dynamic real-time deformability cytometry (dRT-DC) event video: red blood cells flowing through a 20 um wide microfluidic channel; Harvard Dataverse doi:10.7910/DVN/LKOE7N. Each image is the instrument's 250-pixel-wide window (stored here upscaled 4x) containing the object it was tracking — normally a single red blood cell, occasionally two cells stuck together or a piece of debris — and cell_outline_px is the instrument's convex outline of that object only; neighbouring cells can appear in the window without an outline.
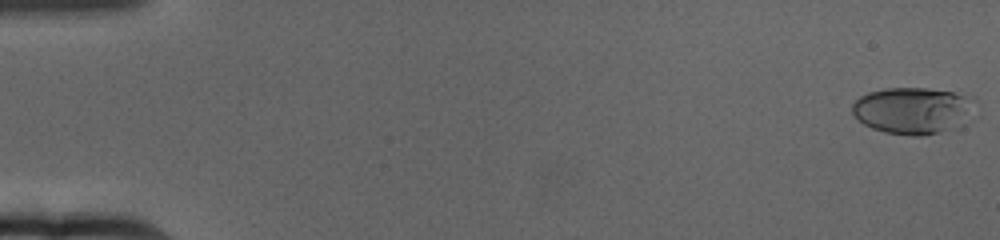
{"species": "human", "species_latin": "Homo sapiens", "temperature_condition": "cold", "stored_images_in_passage": 66, "camera_frame_rate_fps": 3000, "um_per_image_px": 0.085, "donor": {"sex": "female"}, "frame": {"image": 1, "passage_image": 1, "time_ms": 0.0, "image_size_px": [1000, 240], "cell_outline_px": [[964, 120], [960, 124], [952, 128], [940, 132], [924, 136], [912, 136], [884, 132], [872, 128], [864, 124], [852, 112], [852, 104], [860, 96], [868, 92], [884, 88], [928, 88], [952, 92], [964, 96]], "centroid_in_image_um": [77.36, 9.4], "position_along_channel_um": 7.6, "area_um2": 31.91}}
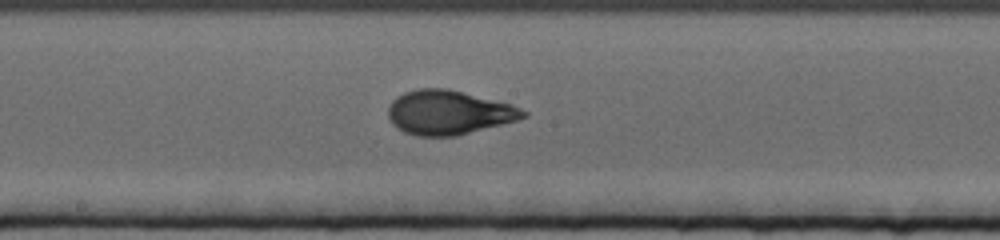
{"frame": {"image": 2, "passage_image": 36, "time_ms": 11.667, "image_size_px": [1000, 240], "cell_outline_px": [[528, 116], [516, 120], [456, 136], [416, 136], [404, 132], [396, 128], [392, 124], [388, 116], [388, 108], [392, 100], [396, 96], [404, 92], [416, 88], [448, 88], [512, 104], [528, 112]], "centroid_in_image_um": [38.1, 9.55], "position_along_channel_um": 210.1, "area_um2": 34.97}}
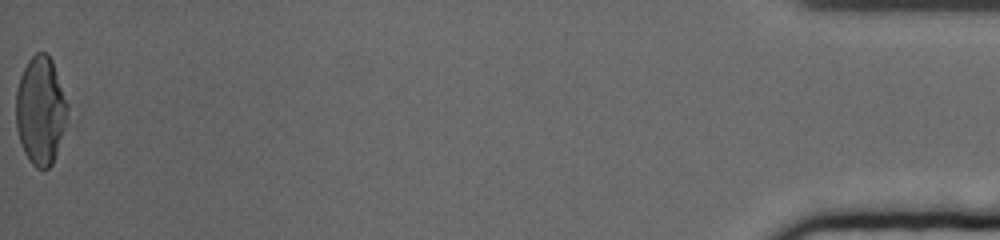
{"frame": {"image": 3, "passage_image": 66, "time_ms": 21.667, "image_size_px": [1000, 240], "cell_outline_px": [[68, 108], [64, 128], [52, 164], [48, 168], [36, 168], [28, 160], [20, 144], [16, 128], [16, 92], [20, 76], [28, 60], [36, 52], [48, 52], [52, 60], [68, 104]], "centroid_in_image_um": [3.43, 9.38], "position_along_channel_um": 431.8, "area_um2": 32.43}, "authors_computed_cell_mechanics": {"area_um2": 32.8015, "velocity_mm_per_s": 3.1349, "shape_relaxation_time_tau1_ms": 5.7522, "shape_relaxation_time_tau2_ms": 1.0326, "deformation_change_tau1": 0.1924, "deformation_change_tau2": 0.0583}}